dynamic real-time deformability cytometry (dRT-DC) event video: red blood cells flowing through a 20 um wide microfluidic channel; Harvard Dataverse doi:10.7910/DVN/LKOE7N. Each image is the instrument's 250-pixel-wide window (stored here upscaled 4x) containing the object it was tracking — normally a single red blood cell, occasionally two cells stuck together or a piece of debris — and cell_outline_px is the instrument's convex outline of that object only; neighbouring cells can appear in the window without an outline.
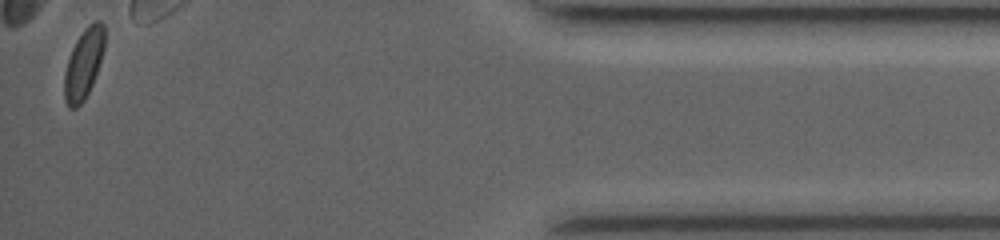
{"species": "common noctule bat (a hibernating species)", "species_latin": "Nyctalus noctula", "temperature_condition": "room temperature", "stored_images_in_passage": 29, "camera_frame_rate_fps": 3500, "um_per_image_px": 0.085, "animal": {"sex": "female", "body_mass_g": 19.0, "forearm_length_mm": 53.3}, "frame": {"image": 1, "passage_image": 29, "time_ms": 10.571, "image_size_px": [1000, 240], "cell_outline_px": [[104, 48], [92, 84], [84, 100], [76, 108], [68, 108], [64, 100], [64, 72], [72, 48], [76, 40], [84, 28], [88, 24], [96, 20], [100, 20], [104, 24]], "centroid_in_image_um": [7.09, 5.41], "position_along_channel_um": 428.1, "area_um2": 16.36}}